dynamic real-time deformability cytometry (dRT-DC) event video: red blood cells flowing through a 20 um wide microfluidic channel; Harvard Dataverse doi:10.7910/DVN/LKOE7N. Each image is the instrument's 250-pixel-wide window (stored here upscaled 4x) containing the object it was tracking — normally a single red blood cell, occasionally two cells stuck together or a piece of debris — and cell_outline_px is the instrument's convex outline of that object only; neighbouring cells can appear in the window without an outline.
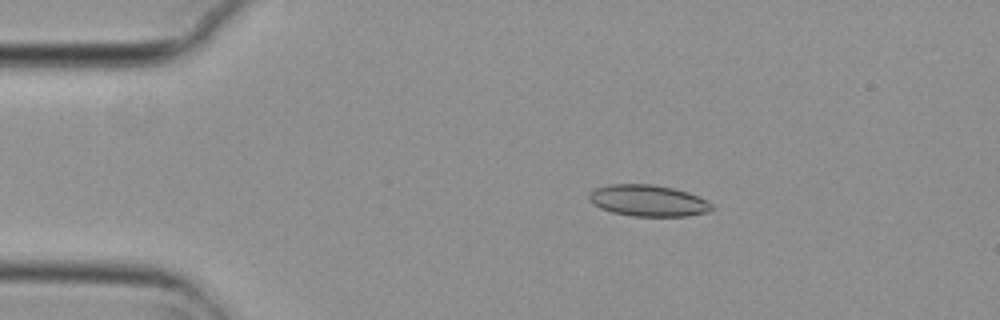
{"species": "common noctule bat (a hibernating species)", "species_latin": "Nyctalus noctula", "temperature_condition": "cold", "stored_images_in_passage": 6, "camera_frame_rate_fps": 3000, "um_per_image_px": 0.085, "animal": {"sex": "female", "body_mass_g": 29.2, "forearm_length_mm": 56.3}, "frame": {"image": 1, "passage_image": 2, "time_ms": 0.333, "image_size_px": [1000, 320], "cell_outline_px": [[716, 208], [712, 212], [688, 216], [632, 216], [612, 212], [600, 208], [592, 204], [588, 200], [588, 192], [596, 188], [612, 184], [652, 184], [672, 188], [688, 192], [708, 200]], "centroid_in_image_um": [55.12, 17.06], "position_along_channel_um": 29.9, "area_um2": 22.83}}
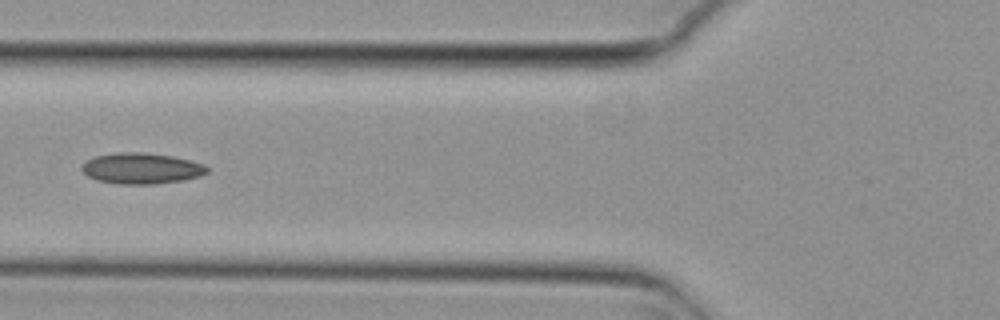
{"frame": {"image": 2, "passage_image": 5, "time_ms": 1.333, "image_size_px": [1000, 320], "cell_outline_px": [[208, 172], [200, 176], [184, 180], [156, 184], [116, 184], [96, 180], [88, 176], [80, 168], [88, 160], [96, 156], [120, 152], [144, 152], [172, 156], [204, 164], [208, 168]], "centroid_in_image_um": [12.04, 14.32], "position_along_channel_um": 113.8, "area_um2": 22.54}}
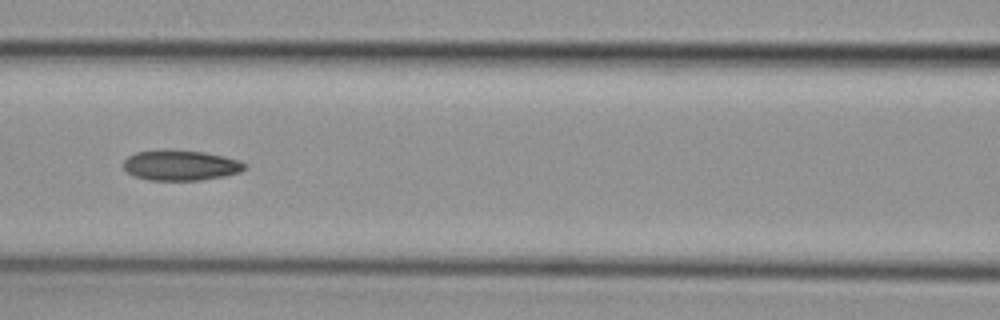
{"frame": {"image": 3, "passage_image": 6, "time_ms": 1.667, "image_size_px": [1000, 320], "cell_outline_px": [[248, 164], [240, 172], [224, 176], [200, 180], [148, 180], [132, 176], [124, 168], [124, 160], [128, 156], [136, 152], [204, 152], [224, 156], [240, 160]], "centroid_in_image_um": [15.39, 14.09], "position_along_channel_um": 151.2, "area_um2": 20.81}}